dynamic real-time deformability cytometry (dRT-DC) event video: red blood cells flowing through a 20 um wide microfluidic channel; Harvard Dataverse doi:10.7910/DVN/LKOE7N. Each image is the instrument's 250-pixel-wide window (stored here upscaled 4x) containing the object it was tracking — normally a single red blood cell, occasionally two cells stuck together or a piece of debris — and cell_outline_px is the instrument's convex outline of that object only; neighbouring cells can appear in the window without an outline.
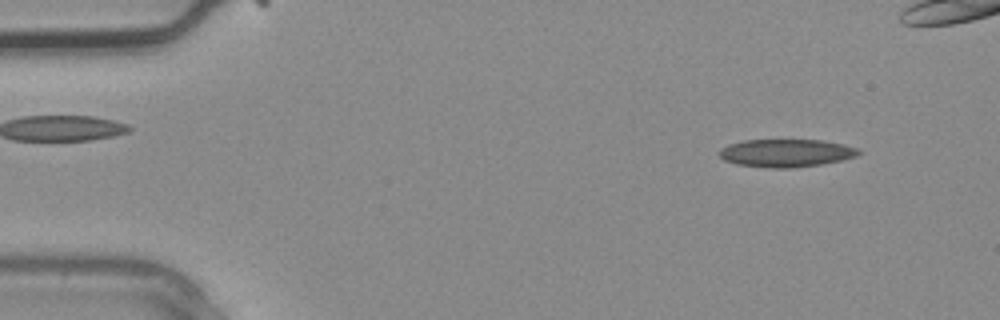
{"species": "common noctule bat (a hibernating species)", "species_latin": "Nyctalus noctula", "temperature_condition": "warm", "stored_images_in_passage": 3, "segment_of_instrument_passage": [2, 2], "camera_frame_rate_fps": 3000, "um_per_image_px": 0.085, "animal": {"sex": "male", "body_mass_g": 20.4}, "frame": {"image": 1, "passage_image": 3, "time_ms": 0.667, "image_size_px": [1000, 320], "cell_outline_px": [[860, 152], [856, 156], [840, 160], [820, 164], [792, 168], [772, 168], [736, 164], [724, 160], [720, 156], [720, 148], [728, 144], [744, 140], [820, 140], [844, 144], [860, 148]], "centroid_in_image_um": [66.81, 13.0], "position_along_channel_um": 18.2, "area_um2": 22.54}}